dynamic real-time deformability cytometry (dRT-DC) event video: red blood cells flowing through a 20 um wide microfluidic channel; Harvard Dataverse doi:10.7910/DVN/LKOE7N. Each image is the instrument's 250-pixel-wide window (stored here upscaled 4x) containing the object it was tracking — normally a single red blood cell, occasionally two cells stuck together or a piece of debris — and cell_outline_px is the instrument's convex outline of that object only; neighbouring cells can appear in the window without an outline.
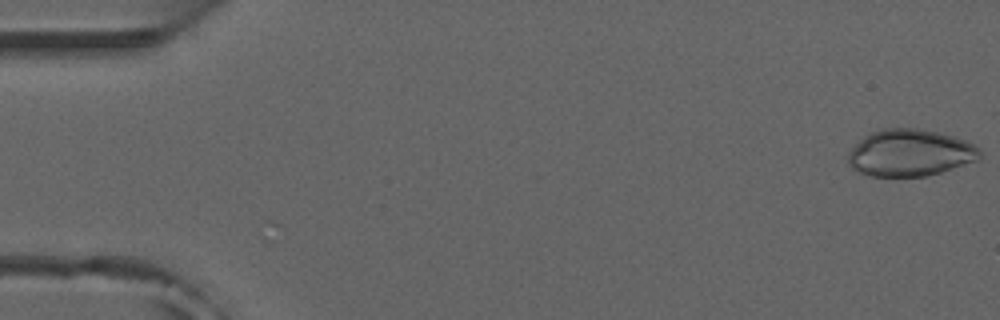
{"species": "common noctule bat (a hibernating species)", "species_latin": "Nyctalus noctula", "temperature_condition": "room temperature", "stored_images_in_passage": 6, "camera_frame_rate_fps": 3000, "um_per_image_px": 0.085, "animal": {"sex": "male", "forearm_length_mm": 52.5}, "frame": {"image": 1, "passage_image": 1, "time_ms": 0.0, "image_size_px": [1000, 320], "cell_outline_px": [[980, 160], [940, 172], [924, 176], [872, 176], [860, 172], [852, 168], [848, 164], [848, 152], [864, 136], [880, 128], [920, 128], [956, 136], [980, 148]], "centroid_in_image_um": [77.37, 12.98], "position_along_channel_um": 7.6, "area_um2": 36.07}}
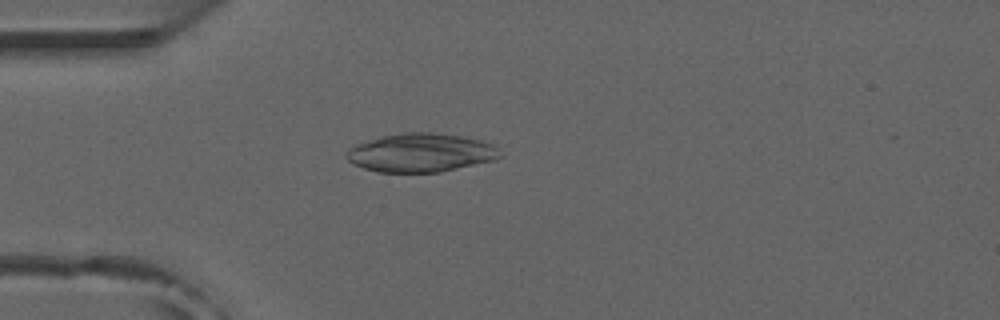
{"frame": {"image": 2, "passage_image": 4, "time_ms": 1.0, "image_size_px": [1000, 320], "cell_outline_px": [[504, 156], [496, 160], [440, 172], [376, 172], [352, 164], [344, 156], [348, 148], [356, 144], [384, 136], [404, 132], [432, 132], [460, 136], [480, 140], [492, 144]], "centroid_in_image_um": [35.77, 12.99], "position_along_channel_um": 49.2, "area_um2": 34.62}}
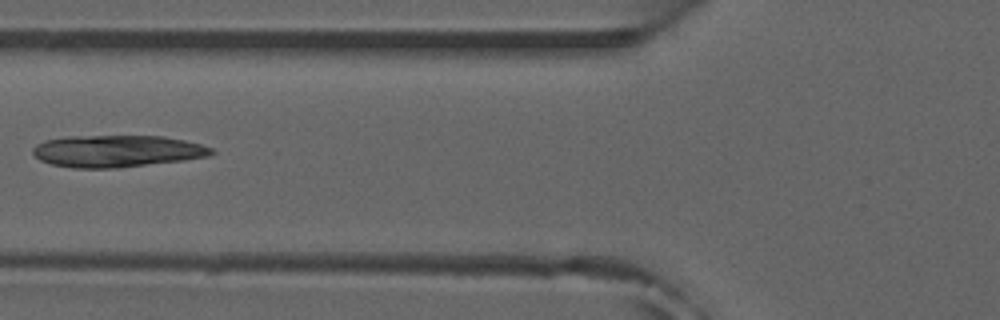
{"frame": {"image": 3, "passage_image": 6, "time_ms": 1.667, "image_size_px": [1000, 320], "cell_outline_px": [[216, 152], [208, 156], [184, 160], [116, 168], [72, 168], [52, 164], [40, 160], [32, 152], [32, 148], [36, 144], [44, 140], [68, 136], [164, 136], [184, 140], [200, 144], [212, 148]], "centroid_in_image_um": [9.93, 12.84], "position_along_channel_um": 115.9, "area_um2": 33.29}}